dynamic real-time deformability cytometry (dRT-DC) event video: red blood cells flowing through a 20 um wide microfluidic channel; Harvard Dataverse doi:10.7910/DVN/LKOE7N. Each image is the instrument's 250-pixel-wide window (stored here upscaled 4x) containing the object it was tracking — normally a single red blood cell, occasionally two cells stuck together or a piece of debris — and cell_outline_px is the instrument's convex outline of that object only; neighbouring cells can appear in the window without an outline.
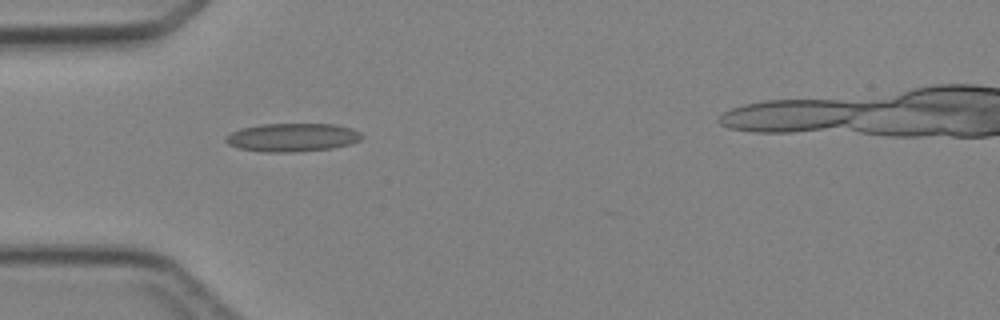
{"species": "Egyptian fruit bat (a non-hibernating species)", "species_latin": "Rousettus aegyptiacus", "temperature_condition": "cold", "stored_images_in_passage": 4, "camera_frame_rate_fps": 3000, "um_per_image_px": 0.085, "animal": {"sex": "female"}, "frame": {"image": 1, "passage_image": 2, "time_ms": 1.333, "image_size_px": [1000, 320], "cell_outline_px": [[364, 136], [360, 140], [348, 144], [332, 148], [292, 152], [260, 152], [240, 148], [228, 144], [224, 140], [232, 132], [240, 128], [260, 124], [332, 124], [352, 128], [360, 132]], "centroid_in_image_um": [24.85, 11.68], "position_along_channel_um": 60.2, "area_um2": 22.43}}
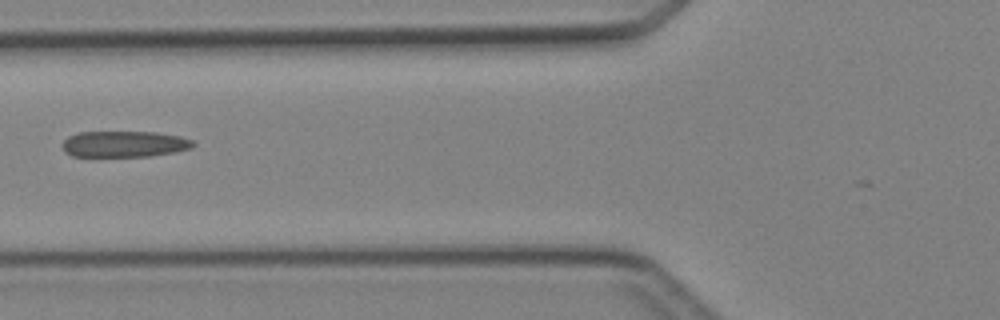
{"frame": {"image": 2, "passage_image": 3, "time_ms": 2.667, "image_size_px": [1000, 320], "cell_outline_px": [[196, 144], [192, 148], [176, 152], [148, 156], [72, 156], [64, 152], [64, 140], [68, 136], [80, 132], [156, 132], [180, 136], [192, 140]], "centroid_in_image_um": [10.6, 12.24], "position_along_channel_um": 115.2, "area_um2": 19.88}}
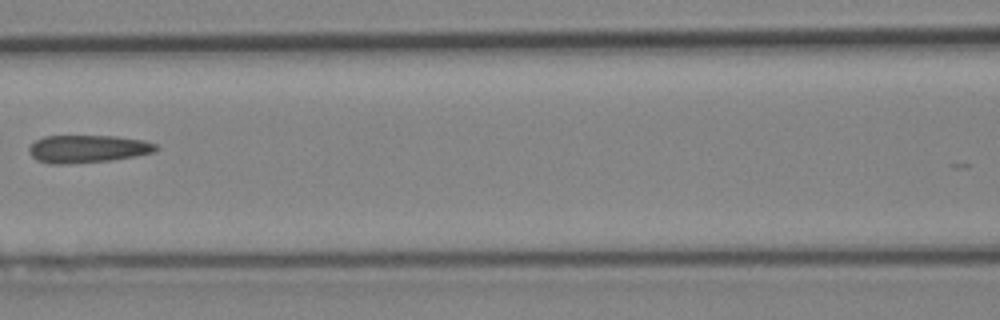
{"frame": {"image": 3, "passage_image": 4, "time_ms": 3.667, "image_size_px": [1000, 320], "cell_outline_px": [[160, 148], [156, 152], [112, 160], [68, 164], [48, 164], [36, 160], [32, 156], [28, 148], [36, 140], [44, 136], [116, 136], [144, 140], [156, 144]], "centroid_in_image_um": [7.47, 12.66], "position_along_channel_um": 159.1, "area_um2": 20.63}}